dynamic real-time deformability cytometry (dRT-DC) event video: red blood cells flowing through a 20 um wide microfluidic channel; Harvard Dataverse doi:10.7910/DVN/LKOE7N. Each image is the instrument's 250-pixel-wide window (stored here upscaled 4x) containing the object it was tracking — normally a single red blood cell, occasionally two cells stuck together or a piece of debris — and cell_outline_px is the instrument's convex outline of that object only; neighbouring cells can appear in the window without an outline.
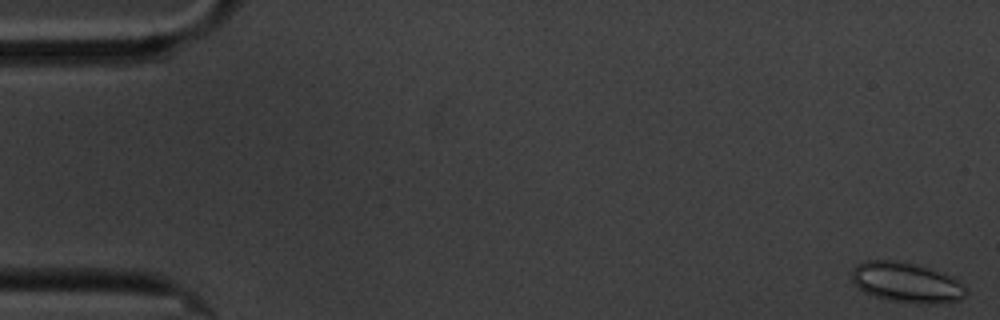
{"species": "common noctule bat (a hibernating species)", "species_latin": "Nyctalus noctula", "temperature_condition": "cold", "stored_images_in_passage": 60, "camera_frame_rate_fps": 3000, "um_per_image_px": 0.085, "animal": {"sex": "male", "body_mass_g": 20.1, "forearm_length_mm": 53.5}, "frame": {"image": 1, "passage_image": 1, "time_ms": 0.0, "image_size_px": [1000, 320], "cell_outline_px": [[968, 292], [960, 300], [940, 304], [916, 304], [888, 300], [872, 296], [864, 292], [852, 280], [852, 268], [856, 264], [864, 260], [896, 260], [916, 264], [952, 276], [960, 280], [964, 284]], "centroid_in_image_um": [77.08, 24.02], "position_along_channel_um": 7.9, "area_um2": 27.22}}
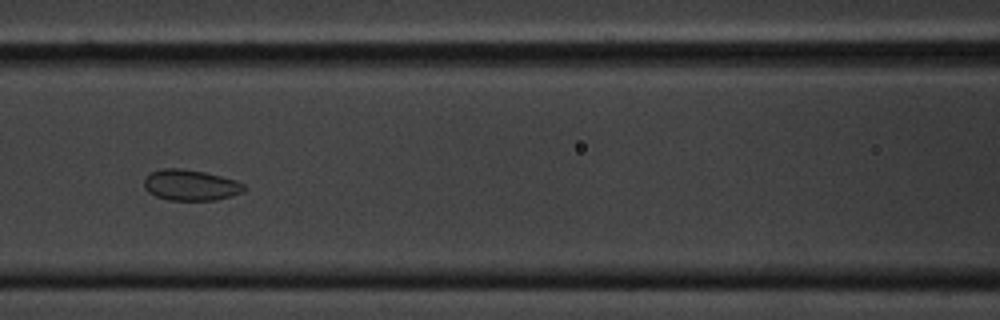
{"frame": {"image": 2, "passage_image": 26, "time_ms": 8.333, "image_size_px": [1000, 320], "cell_outline_px": [[244, 192], [232, 196], [216, 200], [168, 200], [156, 196], [148, 192], [144, 188], [144, 180], [152, 172], [160, 168], [180, 168], [204, 172], [236, 180], [244, 184]], "centroid_in_image_um": [16.2, 15.74], "position_along_channel_um": 150.4, "area_um2": 17.98}}
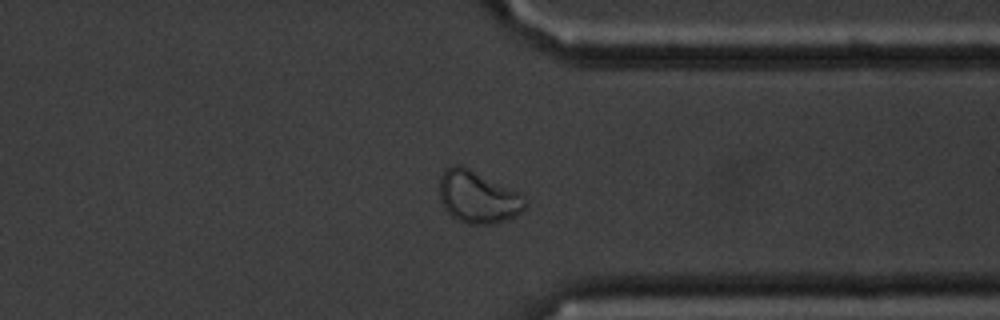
{"frame": {"image": 3, "passage_image": 46, "time_ms": 15.0, "image_size_px": [1000, 320], "cell_outline_px": [[528, 204], [516, 216], [492, 224], [468, 224], [452, 216], [444, 208], [440, 200], [440, 176], [452, 164], [460, 164], [520, 192], [528, 200]], "centroid_in_image_um": [40.64, 16.74], "position_along_channel_um": 370.8, "area_um2": 26.07}, "authors_computed_cell_mechanics": {"area_um2": 21.5883, "velocity_mm_per_s": 3.3373, "shape_relaxation_time_tau1_ms": 2.3003, "shape_relaxation_time_tau2_ms": 4.9039, "deformation_change_tau1": 0.0487, "deformation_change_tau2": 0.0705}}